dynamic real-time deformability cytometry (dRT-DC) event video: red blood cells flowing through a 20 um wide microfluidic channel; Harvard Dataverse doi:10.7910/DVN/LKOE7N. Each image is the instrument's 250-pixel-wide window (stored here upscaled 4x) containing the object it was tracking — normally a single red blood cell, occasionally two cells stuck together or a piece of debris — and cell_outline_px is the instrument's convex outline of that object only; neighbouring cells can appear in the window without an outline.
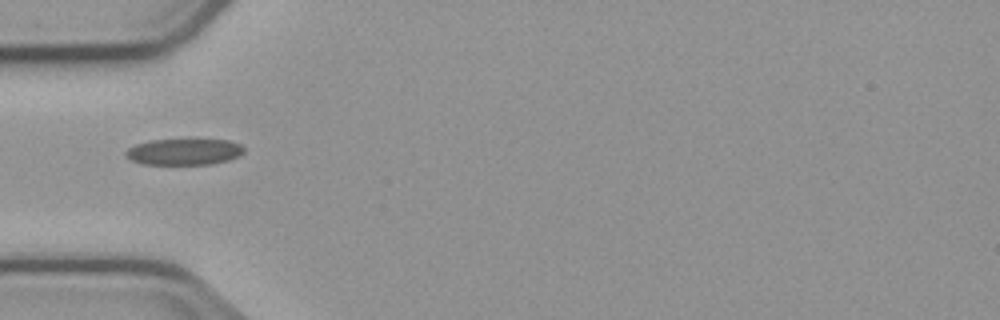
{"species": "common noctule bat (a hibernating species)", "species_latin": "Nyctalus noctula", "temperature_condition": "cold", "stored_images_in_passage": 4, "camera_frame_rate_fps": 3000, "um_per_image_px": 0.085, "animal": {"sex": "male", "body_mass_g": 23.1, "forearm_length_mm": 52.7}, "frame": {"image": 1, "passage_image": 1, "time_ms": 0.0, "image_size_px": [1000, 320], "cell_outline_px": [[244, 152], [240, 156], [228, 160], [212, 164], [140, 164], [124, 156], [124, 152], [128, 148], [136, 144], [152, 140], [188, 136], [228, 140], [240, 144], [244, 148]], "centroid_in_image_um": [15.66, 12.84], "position_along_channel_um": 69.3, "area_um2": 19.19}}
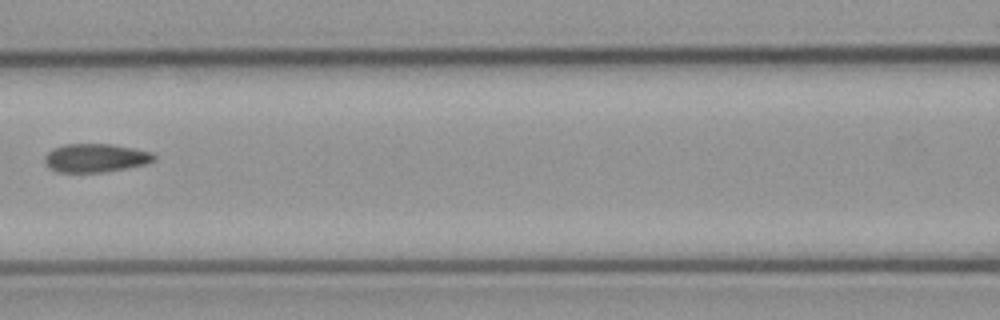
{"frame": {"image": 2, "passage_image": 3, "time_ms": 2.333, "image_size_px": [1000, 320], "cell_outline_px": [[156, 160], [144, 164], [104, 172], [56, 172], [48, 168], [44, 160], [44, 156], [52, 148], [64, 144], [112, 144], [152, 152], [156, 156]], "centroid_in_image_um": [8.08, 13.42], "position_along_channel_um": 158.5, "area_um2": 18.21}}
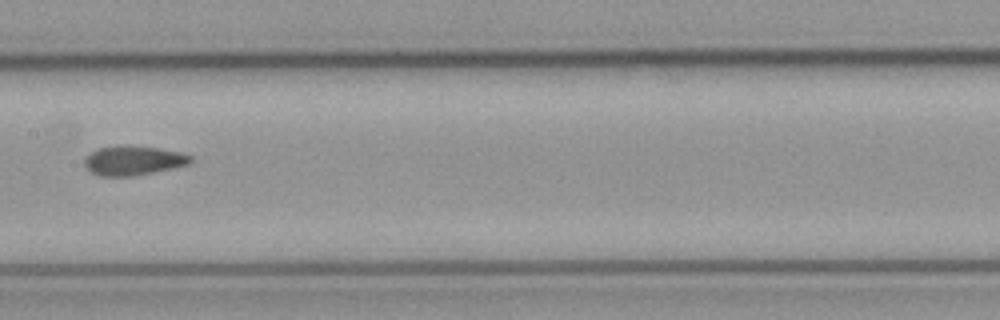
{"frame": {"image": 3, "passage_image": 4, "time_ms": 3.333, "image_size_px": [1000, 320], "cell_outline_px": [[192, 160], [188, 164], [172, 168], [132, 176], [100, 176], [88, 172], [84, 164], [84, 160], [96, 148], [116, 144], [124, 144], [160, 148], [184, 152], [192, 156]], "centroid_in_image_um": [11.31, 13.62], "position_along_channel_um": 196.1, "area_um2": 18.55}}